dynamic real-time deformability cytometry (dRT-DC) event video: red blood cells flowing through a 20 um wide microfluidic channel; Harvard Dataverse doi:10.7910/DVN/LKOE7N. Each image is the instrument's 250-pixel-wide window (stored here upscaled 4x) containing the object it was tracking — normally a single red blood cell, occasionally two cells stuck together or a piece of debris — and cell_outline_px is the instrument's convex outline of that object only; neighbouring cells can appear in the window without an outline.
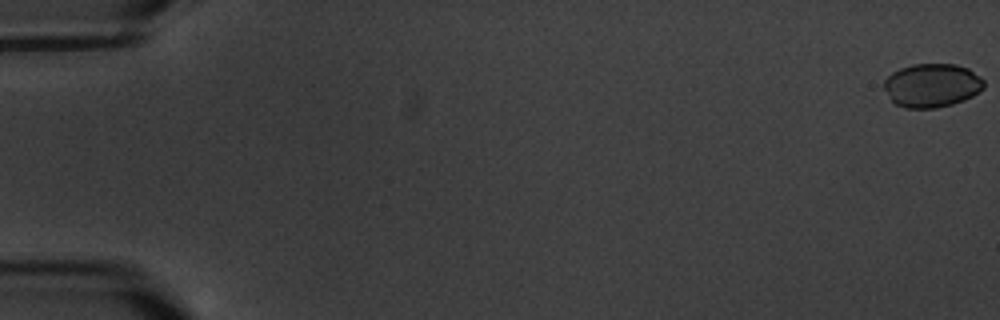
{"species": "common noctule bat (a hibernating species)", "species_latin": "Nyctalus noctula", "temperature_condition": "warm", "stored_images_in_passage": 6, "camera_frame_rate_fps": 3000, "um_per_image_px": 0.085, "animal": {"sex": "male", "body_mass_g": 20.1, "forearm_length_mm": 53.5}, "frame": {"image": 1, "passage_image": 1, "time_ms": 0.0, "image_size_px": [1000, 320], "cell_outline_px": [[984, 88], [980, 92], [964, 100], [952, 104], [936, 108], [904, 108], [896, 104], [892, 100], [884, 88], [884, 80], [892, 72], [900, 68], [912, 64], [956, 64], [968, 68], [980, 76], [984, 80]], "centroid_in_image_um": [79.23, 7.25], "position_along_channel_um": 5.8, "area_um2": 25.55}}